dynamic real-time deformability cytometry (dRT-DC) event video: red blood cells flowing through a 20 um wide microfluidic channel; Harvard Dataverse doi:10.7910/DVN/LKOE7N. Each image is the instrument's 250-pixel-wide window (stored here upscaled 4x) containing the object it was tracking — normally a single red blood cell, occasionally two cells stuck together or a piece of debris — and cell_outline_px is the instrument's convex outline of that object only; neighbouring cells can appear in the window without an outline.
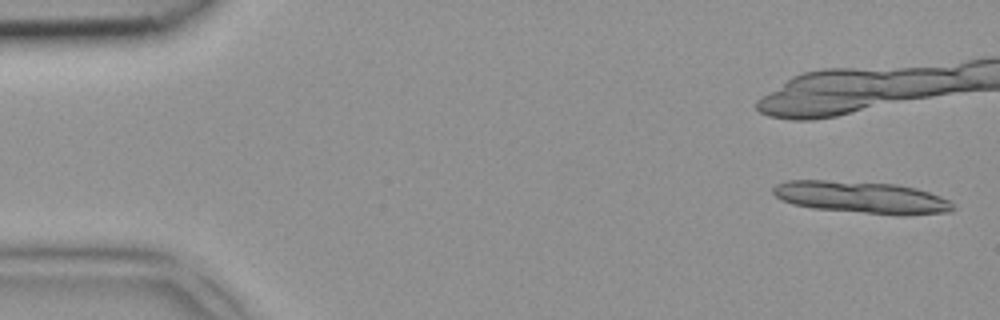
{"species": "common noctule bat (a hibernating species)", "species_latin": "Nyctalus noctula", "temperature_condition": "room temperature", "stored_images_in_passage": 8, "camera_frame_rate_fps": 3000, "um_per_image_px": 0.085, "animal": {"sex": "female", "body_mass_g": 18.4}, "frame": {"image": 1, "passage_image": 1, "time_ms": 0.0, "image_size_px": [1000, 320], "cell_outline_px": [[956, 208], [952, 212], [904, 216], [896, 216], [812, 208], [792, 204], [780, 200], [772, 192], [772, 188], [776, 184], [788, 180], [824, 180], [896, 184], [916, 188], [940, 196], [948, 200]], "centroid_in_image_um": [73.25, 16.79], "position_along_channel_um": 11.8, "area_um2": 33.99}}
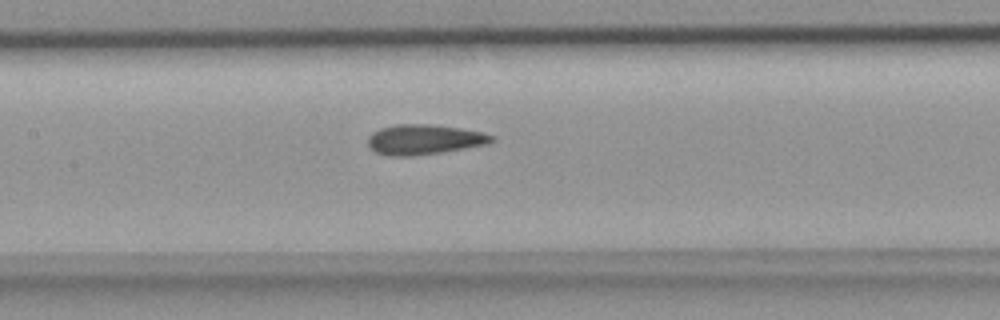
{"frame": {"image": 2, "passage_image": 8, "time_ms": 2.333, "image_size_px": [1000, 320], "cell_outline_px": [[496, 140], [488, 144], [440, 152], [412, 156], [388, 156], [376, 152], [368, 144], [368, 136], [372, 132], [380, 128], [396, 124], [428, 124], [460, 128], [480, 132], [496, 136]], "centroid_in_image_um": [36.05, 11.85], "position_along_channel_um": 171.3, "area_um2": 21.62}}